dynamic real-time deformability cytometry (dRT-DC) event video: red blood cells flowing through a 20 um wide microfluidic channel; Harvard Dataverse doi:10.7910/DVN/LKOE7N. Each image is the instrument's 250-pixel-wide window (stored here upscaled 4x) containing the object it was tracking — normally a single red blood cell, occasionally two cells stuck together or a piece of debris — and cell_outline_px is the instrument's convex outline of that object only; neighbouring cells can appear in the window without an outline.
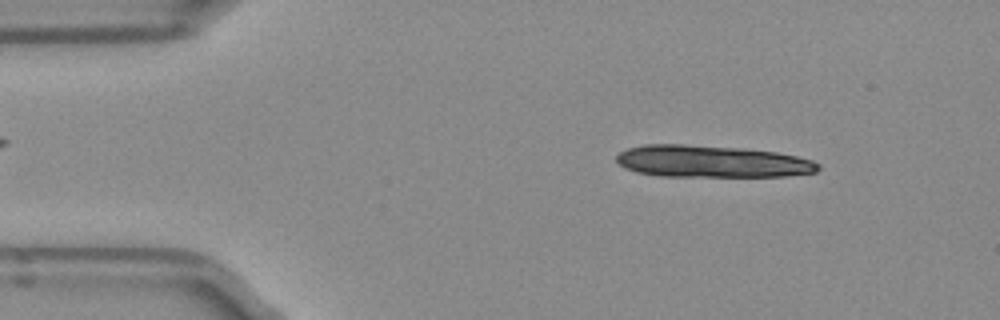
{"species": "Egyptian fruit bat (a non-hibernating species)", "species_latin": "Rousettus aegyptiacus", "temperature_condition": "room temperature", "stored_images_in_passage": 11, "camera_frame_rate_fps": 3000, "um_per_image_px": 0.085, "frame": {"image": 1, "passage_image": 5, "time_ms": 1.333, "image_size_px": [1000, 320], "cell_outline_px": [[820, 168], [816, 172], [784, 176], [660, 176], [636, 172], [624, 168], [616, 160], [616, 156], [620, 152], [628, 148], [644, 144], [684, 144], [744, 148], [776, 152], [796, 156], [812, 160], [820, 164]], "centroid_in_image_um": [60.48, 13.72], "position_along_channel_um": 24.5, "area_um2": 37.74}}